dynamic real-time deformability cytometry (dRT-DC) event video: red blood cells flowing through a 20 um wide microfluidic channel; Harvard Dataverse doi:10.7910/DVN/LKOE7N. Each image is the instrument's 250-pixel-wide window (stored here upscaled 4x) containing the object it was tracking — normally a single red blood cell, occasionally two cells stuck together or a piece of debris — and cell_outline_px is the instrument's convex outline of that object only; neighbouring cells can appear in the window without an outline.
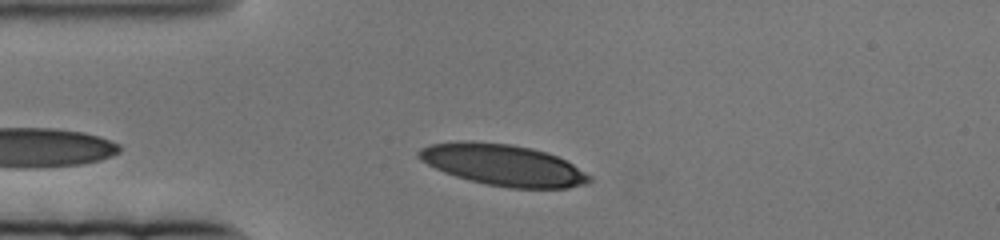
{"species": "human", "species_latin": "Homo sapiens", "temperature_condition": "cold", "stored_images_in_passage": 48, "camera_frame_rate_fps": 3000, "um_per_image_px": 0.085, "donor": {"sex": "female"}, "frame": {"image": 1, "passage_image": 9, "time_ms": 2.667, "image_size_px": [1000, 240], "cell_outline_px": [[592, 180], [588, 184], [568, 188], [512, 188], [488, 184], [456, 176], [444, 172], [420, 160], [416, 156], [416, 152], [420, 148], [428, 144], [460, 140], [472, 140], [508, 144], [532, 148], [556, 156], [572, 164], [592, 176]], "centroid_in_image_um": [42.74, 14.01], "position_along_channel_um": 42.3, "area_um2": 41.1}}
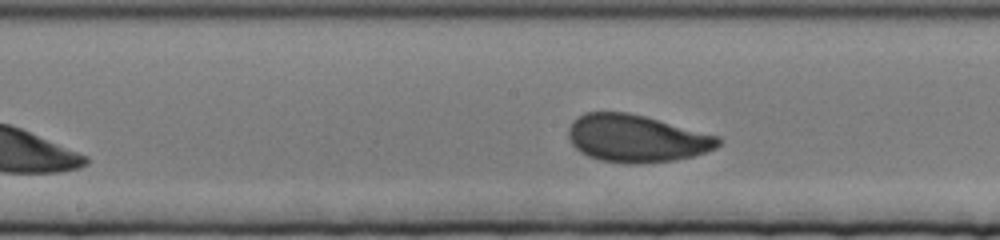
{"frame": {"image": 2, "passage_image": 30, "time_ms": 9.667, "image_size_px": [1000, 240], "cell_outline_px": [[720, 144], [716, 148], [692, 156], [676, 160], [636, 164], [624, 164], [600, 160], [588, 156], [580, 152], [572, 144], [568, 136], [568, 128], [572, 120], [576, 116], [584, 112], [628, 112], [644, 116], [720, 136]], "centroid_in_image_um": [54.06, 11.77], "position_along_channel_um": 194.1, "area_um2": 41.62}}
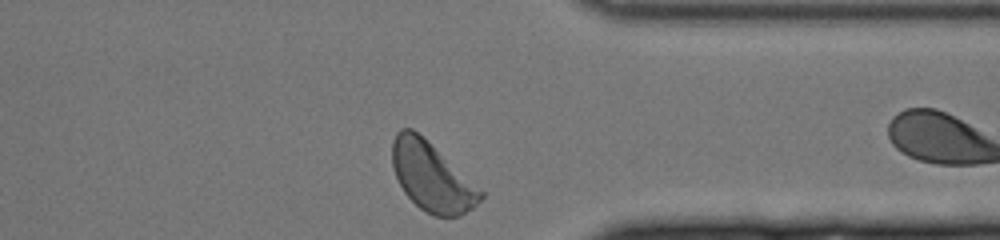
{"frame": {"image": 3, "passage_image": 47, "time_ms": 15.333, "image_size_px": [1000, 240], "cell_outline_px": [[484, 196], [472, 208], [460, 216], [432, 216], [420, 208], [404, 192], [392, 168], [392, 140], [396, 132], [400, 128], [412, 128], [484, 192]], "centroid_in_image_um": [36.66, 15.04], "position_along_channel_um": 374.7, "area_um2": 34.68}}